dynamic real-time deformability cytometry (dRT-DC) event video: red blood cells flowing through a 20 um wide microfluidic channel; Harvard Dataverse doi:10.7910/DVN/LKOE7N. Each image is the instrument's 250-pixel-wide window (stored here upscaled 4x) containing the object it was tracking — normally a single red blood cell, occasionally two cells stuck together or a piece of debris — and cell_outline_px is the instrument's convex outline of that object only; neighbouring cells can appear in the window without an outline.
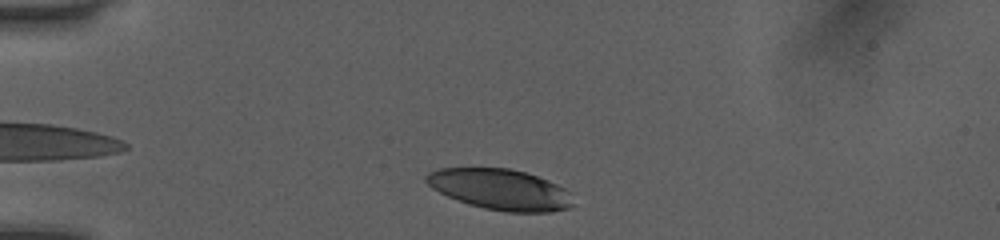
{"species": "human", "species_latin": "Homo sapiens", "temperature_condition": "room temperature", "stored_images_in_passage": 34, "camera_frame_rate_fps": 3000, "um_per_image_px": 0.085, "donor": {"sex": "female"}, "frame": {"image": 1, "passage_image": 2, "time_ms": 0.333, "image_size_px": [1000, 240], "cell_outline_px": [[572, 204], [568, 208], [552, 212], [508, 212], [484, 208], [468, 204], [448, 196], [432, 188], [424, 180], [424, 176], [428, 172], [440, 168], [508, 168], [524, 172], [548, 180], [564, 188], [568, 192]], "centroid_in_image_um": [42.48, 16.1], "position_along_channel_um": 42.5, "area_um2": 34.62}}
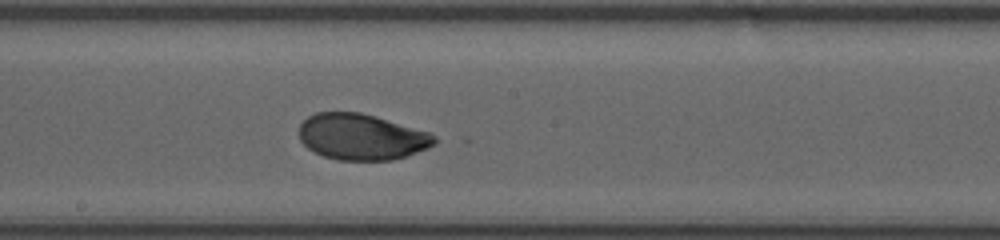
{"frame": {"image": 2, "passage_image": 18, "time_ms": 5.667, "image_size_px": [1000, 240], "cell_outline_px": [[436, 144], [428, 148], [408, 156], [392, 160], [336, 160], [324, 156], [308, 148], [300, 140], [300, 124], [308, 116], [316, 112], [360, 112], [376, 116], [428, 132], [436, 136]], "centroid_in_image_um": [30.74, 11.64], "position_along_channel_um": 217.5, "area_um2": 36.36}}
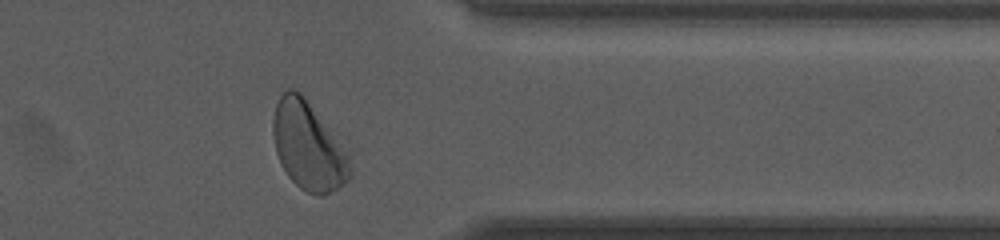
{"frame": {"image": 3, "passage_image": 31, "time_ms": 10.0, "image_size_px": [1000, 240], "cell_outline_px": [[360, 148], [352, 176], [344, 184], [324, 196], [320, 196], [308, 192], [300, 188], [288, 176], [280, 164], [276, 152], [272, 132], [272, 120], [276, 104], [280, 96], [288, 88], [292, 88], [300, 92], [352, 140]], "centroid_in_image_um": [26.47, 12.36], "position_along_channel_um": 384.9, "area_um2": 43.87}, "authors_computed_cell_mechanics": {"area_um2": 36.7608, "velocity_mm_per_s": 4.0354, "shape_relaxation_time_tau1_ms": 2.0573, "shape_relaxation_time_tau2_ms": 1.0401, "deformation_change_tau1": 0.1582, "deformation_change_tau2": 0.0426}}